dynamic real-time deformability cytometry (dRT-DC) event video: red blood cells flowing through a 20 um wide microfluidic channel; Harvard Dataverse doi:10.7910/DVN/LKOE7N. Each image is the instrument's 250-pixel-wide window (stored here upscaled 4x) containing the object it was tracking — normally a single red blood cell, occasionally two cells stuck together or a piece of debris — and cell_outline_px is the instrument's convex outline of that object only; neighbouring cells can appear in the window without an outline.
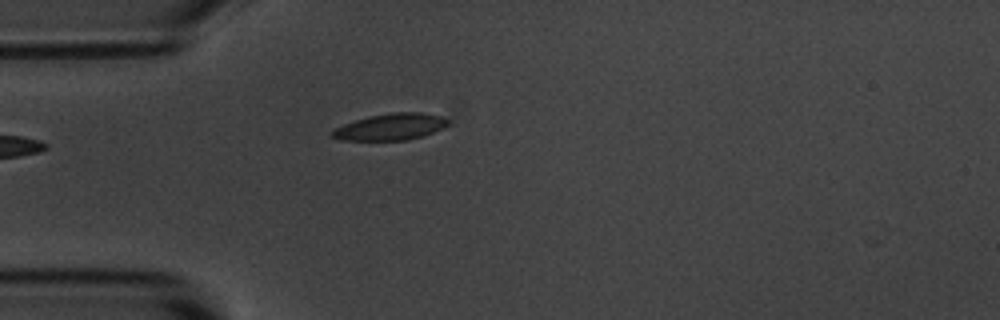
{"species": "common noctule bat (a hibernating species)", "species_latin": "Nyctalus noctula", "temperature_condition": "room temperature", "stored_images_in_passage": 6, "camera_frame_rate_fps": 3000, "um_per_image_px": 0.085, "animal": {"sex": "male", "body_mass_g": 20.1, "forearm_length_mm": 53.5}, "frame": {"image": 1, "passage_image": 6, "time_ms": 6.333, "image_size_px": [1000, 320], "cell_outline_px": [[448, 124], [432, 132], [408, 140], [340, 140], [332, 136], [332, 132], [336, 128], [344, 124], [368, 116], [392, 112], [420, 112], [440, 116], [448, 120]], "centroid_in_image_um": [33.18, 10.77], "position_along_channel_um": 51.8, "area_um2": 17.57}}